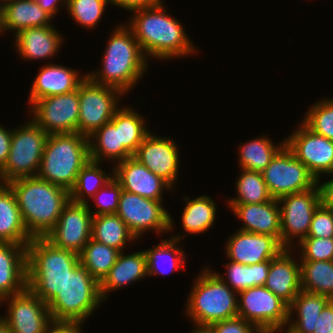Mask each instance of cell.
I'll list each match as a JSON object with an SVG mask.
<instances>
[{
	"label": "cell",
	"instance_id": "obj_33",
	"mask_svg": "<svg viewBox=\"0 0 333 333\" xmlns=\"http://www.w3.org/2000/svg\"><path fill=\"white\" fill-rule=\"evenodd\" d=\"M185 198L187 203L181 216L183 230L189 234H200L210 229L217 213L214 200L207 195Z\"/></svg>",
	"mask_w": 333,
	"mask_h": 333
},
{
	"label": "cell",
	"instance_id": "obj_3",
	"mask_svg": "<svg viewBox=\"0 0 333 333\" xmlns=\"http://www.w3.org/2000/svg\"><path fill=\"white\" fill-rule=\"evenodd\" d=\"M112 32L103 54L102 69L86 75L94 83L117 88L125 94L145 74L148 58L127 24L118 25Z\"/></svg>",
	"mask_w": 333,
	"mask_h": 333
},
{
	"label": "cell",
	"instance_id": "obj_10",
	"mask_svg": "<svg viewBox=\"0 0 333 333\" xmlns=\"http://www.w3.org/2000/svg\"><path fill=\"white\" fill-rule=\"evenodd\" d=\"M280 242L292 251L296 237L298 244L307 237L314 211L321 204L319 183L313 188L280 197Z\"/></svg>",
	"mask_w": 333,
	"mask_h": 333
},
{
	"label": "cell",
	"instance_id": "obj_27",
	"mask_svg": "<svg viewBox=\"0 0 333 333\" xmlns=\"http://www.w3.org/2000/svg\"><path fill=\"white\" fill-rule=\"evenodd\" d=\"M88 141L91 161L101 163L103 159L109 158V161L112 159L116 165V163L133 157V154L123 144H120L119 109L110 122L105 123L88 137Z\"/></svg>",
	"mask_w": 333,
	"mask_h": 333
},
{
	"label": "cell",
	"instance_id": "obj_41",
	"mask_svg": "<svg viewBox=\"0 0 333 333\" xmlns=\"http://www.w3.org/2000/svg\"><path fill=\"white\" fill-rule=\"evenodd\" d=\"M302 123L312 132L333 141V98L316 102L306 112Z\"/></svg>",
	"mask_w": 333,
	"mask_h": 333
},
{
	"label": "cell",
	"instance_id": "obj_1",
	"mask_svg": "<svg viewBox=\"0 0 333 333\" xmlns=\"http://www.w3.org/2000/svg\"><path fill=\"white\" fill-rule=\"evenodd\" d=\"M162 4L135 9L128 27L145 57L162 60L191 56L196 52L179 20L168 15ZM180 56V57H179Z\"/></svg>",
	"mask_w": 333,
	"mask_h": 333
},
{
	"label": "cell",
	"instance_id": "obj_54",
	"mask_svg": "<svg viewBox=\"0 0 333 333\" xmlns=\"http://www.w3.org/2000/svg\"><path fill=\"white\" fill-rule=\"evenodd\" d=\"M192 333H214L209 326H197Z\"/></svg>",
	"mask_w": 333,
	"mask_h": 333
},
{
	"label": "cell",
	"instance_id": "obj_17",
	"mask_svg": "<svg viewBox=\"0 0 333 333\" xmlns=\"http://www.w3.org/2000/svg\"><path fill=\"white\" fill-rule=\"evenodd\" d=\"M3 301L8 303L7 315L3 318L10 333L47 332L52 323L48 305L28 288L22 293L2 299L1 304Z\"/></svg>",
	"mask_w": 333,
	"mask_h": 333
},
{
	"label": "cell",
	"instance_id": "obj_24",
	"mask_svg": "<svg viewBox=\"0 0 333 333\" xmlns=\"http://www.w3.org/2000/svg\"><path fill=\"white\" fill-rule=\"evenodd\" d=\"M61 65H44L36 78L30 90V106L37 100L73 92L78 89L79 84L87 75L80 77L78 71Z\"/></svg>",
	"mask_w": 333,
	"mask_h": 333
},
{
	"label": "cell",
	"instance_id": "obj_5",
	"mask_svg": "<svg viewBox=\"0 0 333 333\" xmlns=\"http://www.w3.org/2000/svg\"><path fill=\"white\" fill-rule=\"evenodd\" d=\"M89 160L87 137L77 132L49 134L37 176L70 192Z\"/></svg>",
	"mask_w": 333,
	"mask_h": 333
},
{
	"label": "cell",
	"instance_id": "obj_38",
	"mask_svg": "<svg viewBox=\"0 0 333 333\" xmlns=\"http://www.w3.org/2000/svg\"><path fill=\"white\" fill-rule=\"evenodd\" d=\"M100 164V162L89 160L80 170L75 184L69 192L70 201L86 204L88 202L86 201L87 199H91L98 190L114 177V174H106L105 170L100 169Z\"/></svg>",
	"mask_w": 333,
	"mask_h": 333
},
{
	"label": "cell",
	"instance_id": "obj_4",
	"mask_svg": "<svg viewBox=\"0 0 333 333\" xmlns=\"http://www.w3.org/2000/svg\"><path fill=\"white\" fill-rule=\"evenodd\" d=\"M79 264V254L33 238L27 244V288L48 305Z\"/></svg>",
	"mask_w": 333,
	"mask_h": 333
},
{
	"label": "cell",
	"instance_id": "obj_2",
	"mask_svg": "<svg viewBox=\"0 0 333 333\" xmlns=\"http://www.w3.org/2000/svg\"><path fill=\"white\" fill-rule=\"evenodd\" d=\"M7 185L14 193L30 236L46 237L56 225L63 207L70 201L69 192L38 176L16 179Z\"/></svg>",
	"mask_w": 333,
	"mask_h": 333
},
{
	"label": "cell",
	"instance_id": "obj_57",
	"mask_svg": "<svg viewBox=\"0 0 333 333\" xmlns=\"http://www.w3.org/2000/svg\"><path fill=\"white\" fill-rule=\"evenodd\" d=\"M0 22H1V2H0Z\"/></svg>",
	"mask_w": 333,
	"mask_h": 333
},
{
	"label": "cell",
	"instance_id": "obj_46",
	"mask_svg": "<svg viewBox=\"0 0 333 333\" xmlns=\"http://www.w3.org/2000/svg\"><path fill=\"white\" fill-rule=\"evenodd\" d=\"M214 333H252L256 326L241 317L214 322L209 326Z\"/></svg>",
	"mask_w": 333,
	"mask_h": 333
},
{
	"label": "cell",
	"instance_id": "obj_13",
	"mask_svg": "<svg viewBox=\"0 0 333 333\" xmlns=\"http://www.w3.org/2000/svg\"><path fill=\"white\" fill-rule=\"evenodd\" d=\"M237 295L238 317L256 327H286L289 305L265 286L250 287Z\"/></svg>",
	"mask_w": 333,
	"mask_h": 333
},
{
	"label": "cell",
	"instance_id": "obj_30",
	"mask_svg": "<svg viewBox=\"0 0 333 333\" xmlns=\"http://www.w3.org/2000/svg\"><path fill=\"white\" fill-rule=\"evenodd\" d=\"M330 301L331 299L324 295L301 290L289 304L286 328L293 333H313L316 319ZM293 312L298 316L295 320L292 319Z\"/></svg>",
	"mask_w": 333,
	"mask_h": 333
},
{
	"label": "cell",
	"instance_id": "obj_37",
	"mask_svg": "<svg viewBox=\"0 0 333 333\" xmlns=\"http://www.w3.org/2000/svg\"><path fill=\"white\" fill-rule=\"evenodd\" d=\"M119 254V250L91 238L79 254L80 264L101 283L117 261Z\"/></svg>",
	"mask_w": 333,
	"mask_h": 333
},
{
	"label": "cell",
	"instance_id": "obj_47",
	"mask_svg": "<svg viewBox=\"0 0 333 333\" xmlns=\"http://www.w3.org/2000/svg\"><path fill=\"white\" fill-rule=\"evenodd\" d=\"M314 328L313 333H333V300L324 307Z\"/></svg>",
	"mask_w": 333,
	"mask_h": 333
},
{
	"label": "cell",
	"instance_id": "obj_34",
	"mask_svg": "<svg viewBox=\"0 0 333 333\" xmlns=\"http://www.w3.org/2000/svg\"><path fill=\"white\" fill-rule=\"evenodd\" d=\"M226 264V279L215 272L231 289L237 293L246 290L250 287L264 286L267 275L270 270V260L253 264L244 265L229 260Z\"/></svg>",
	"mask_w": 333,
	"mask_h": 333
},
{
	"label": "cell",
	"instance_id": "obj_32",
	"mask_svg": "<svg viewBox=\"0 0 333 333\" xmlns=\"http://www.w3.org/2000/svg\"><path fill=\"white\" fill-rule=\"evenodd\" d=\"M91 238L120 252L129 241L137 240L116 213L93 216Z\"/></svg>",
	"mask_w": 333,
	"mask_h": 333
},
{
	"label": "cell",
	"instance_id": "obj_20",
	"mask_svg": "<svg viewBox=\"0 0 333 333\" xmlns=\"http://www.w3.org/2000/svg\"><path fill=\"white\" fill-rule=\"evenodd\" d=\"M112 170L122 190L145 198L163 200V191L173 189L165 180L133 157L116 163Z\"/></svg>",
	"mask_w": 333,
	"mask_h": 333
},
{
	"label": "cell",
	"instance_id": "obj_11",
	"mask_svg": "<svg viewBox=\"0 0 333 333\" xmlns=\"http://www.w3.org/2000/svg\"><path fill=\"white\" fill-rule=\"evenodd\" d=\"M116 214L136 239L147 230H153L158 234L171 232L174 228L172 216L163 207L162 200H152L124 190L120 194Z\"/></svg>",
	"mask_w": 333,
	"mask_h": 333
},
{
	"label": "cell",
	"instance_id": "obj_42",
	"mask_svg": "<svg viewBox=\"0 0 333 333\" xmlns=\"http://www.w3.org/2000/svg\"><path fill=\"white\" fill-rule=\"evenodd\" d=\"M109 0H67L66 9L73 21L85 28H94L104 14Z\"/></svg>",
	"mask_w": 333,
	"mask_h": 333
},
{
	"label": "cell",
	"instance_id": "obj_8",
	"mask_svg": "<svg viewBox=\"0 0 333 333\" xmlns=\"http://www.w3.org/2000/svg\"><path fill=\"white\" fill-rule=\"evenodd\" d=\"M48 136L33 119L13 129L8 158L0 169V183L37 176Z\"/></svg>",
	"mask_w": 333,
	"mask_h": 333
},
{
	"label": "cell",
	"instance_id": "obj_12",
	"mask_svg": "<svg viewBox=\"0 0 333 333\" xmlns=\"http://www.w3.org/2000/svg\"><path fill=\"white\" fill-rule=\"evenodd\" d=\"M262 176L270 195L276 199L309 190L318 183L286 145L273 157Z\"/></svg>",
	"mask_w": 333,
	"mask_h": 333
},
{
	"label": "cell",
	"instance_id": "obj_15",
	"mask_svg": "<svg viewBox=\"0 0 333 333\" xmlns=\"http://www.w3.org/2000/svg\"><path fill=\"white\" fill-rule=\"evenodd\" d=\"M89 205L88 202L83 204L69 201L45 238L58 248L80 254L91 239L93 215Z\"/></svg>",
	"mask_w": 333,
	"mask_h": 333
},
{
	"label": "cell",
	"instance_id": "obj_25",
	"mask_svg": "<svg viewBox=\"0 0 333 333\" xmlns=\"http://www.w3.org/2000/svg\"><path fill=\"white\" fill-rule=\"evenodd\" d=\"M54 28L52 25L32 27L17 33L14 41L19 56L23 60H41L57 55L63 38Z\"/></svg>",
	"mask_w": 333,
	"mask_h": 333
},
{
	"label": "cell",
	"instance_id": "obj_40",
	"mask_svg": "<svg viewBox=\"0 0 333 333\" xmlns=\"http://www.w3.org/2000/svg\"><path fill=\"white\" fill-rule=\"evenodd\" d=\"M144 122V118L132 107H119L120 144H123L132 154L150 132Z\"/></svg>",
	"mask_w": 333,
	"mask_h": 333
},
{
	"label": "cell",
	"instance_id": "obj_23",
	"mask_svg": "<svg viewBox=\"0 0 333 333\" xmlns=\"http://www.w3.org/2000/svg\"><path fill=\"white\" fill-rule=\"evenodd\" d=\"M289 248L270 260V270L264 286L288 305L301 291L300 262L292 257Z\"/></svg>",
	"mask_w": 333,
	"mask_h": 333
},
{
	"label": "cell",
	"instance_id": "obj_52",
	"mask_svg": "<svg viewBox=\"0 0 333 333\" xmlns=\"http://www.w3.org/2000/svg\"><path fill=\"white\" fill-rule=\"evenodd\" d=\"M38 3V5L47 12L52 18L56 16L55 14L58 12L59 4L63 3L66 6L67 0H33Z\"/></svg>",
	"mask_w": 333,
	"mask_h": 333
},
{
	"label": "cell",
	"instance_id": "obj_18",
	"mask_svg": "<svg viewBox=\"0 0 333 333\" xmlns=\"http://www.w3.org/2000/svg\"><path fill=\"white\" fill-rule=\"evenodd\" d=\"M176 142L149 132L133 154L139 163L165 180L172 188L176 184L179 154Z\"/></svg>",
	"mask_w": 333,
	"mask_h": 333
},
{
	"label": "cell",
	"instance_id": "obj_44",
	"mask_svg": "<svg viewBox=\"0 0 333 333\" xmlns=\"http://www.w3.org/2000/svg\"><path fill=\"white\" fill-rule=\"evenodd\" d=\"M297 246L299 261H333V238L306 237Z\"/></svg>",
	"mask_w": 333,
	"mask_h": 333
},
{
	"label": "cell",
	"instance_id": "obj_35",
	"mask_svg": "<svg viewBox=\"0 0 333 333\" xmlns=\"http://www.w3.org/2000/svg\"><path fill=\"white\" fill-rule=\"evenodd\" d=\"M271 139L260 136L239 147V164L241 169L263 172L273 157L285 145V139L279 145L273 144Z\"/></svg>",
	"mask_w": 333,
	"mask_h": 333
},
{
	"label": "cell",
	"instance_id": "obj_51",
	"mask_svg": "<svg viewBox=\"0 0 333 333\" xmlns=\"http://www.w3.org/2000/svg\"><path fill=\"white\" fill-rule=\"evenodd\" d=\"M332 175L333 174H331V176ZM319 188L321 193V203L324 206L333 209V177L327 182L320 184Z\"/></svg>",
	"mask_w": 333,
	"mask_h": 333
},
{
	"label": "cell",
	"instance_id": "obj_39",
	"mask_svg": "<svg viewBox=\"0 0 333 333\" xmlns=\"http://www.w3.org/2000/svg\"><path fill=\"white\" fill-rule=\"evenodd\" d=\"M236 182L238 196L228 199V204L264 203L273 199L261 172L241 169V174Z\"/></svg>",
	"mask_w": 333,
	"mask_h": 333
},
{
	"label": "cell",
	"instance_id": "obj_53",
	"mask_svg": "<svg viewBox=\"0 0 333 333\" xmlns=\"http://www.w3.org/2000/svg\"><path fill=\"white\" fill-rule=\"evenodd\" d=\"M252 333H277V328L273 327H256Z\"/></svg>",
	"mask_w": 333,
	"mask_h": 333
},
{
	"label": "cell",
	"instance_id": "obj_21",
	"mask_svg": "<svg viewBox=\"0 0 333 333\" xmlns=\"http://www.w3.org/2000/svg\"><path fill=\"white\" fill-rule=\"evenodd\" d=\"M27 289V245L0 242V300Z\"/></svg>",
	"mask_w": 333,
	"mask_h": 333
},
{
	"label": "cell",
	"instance_id": "obj_19",
	"mask_svg": "<svg viewBox=\"0 0 333 333\" xmlns=\"http://www.w3.org/2000/svg\"><path fill=\"white\" fill-rule=\"evenodd\" d=\"M225 249L231 261L253 265L271 260L285 248L274 236L237 230L226 242Z\"/></svg>",
	"mask_w": 333,
	"mask_h": 333
},
{
	"label": "cell",
	"instance_id": "obj_7",
	"mask_svg": "<svg viewBox=\"0 0 333 333\" xmlns=\"http://www.w3.org/2000/svg\"><path fill=\"white\" fill-rule=\"evenodd\" d=\"M103 299L100 283L79 264L67 277L59 294L48 304L52 321L84 322Z\"/></svg>",
	"mask_w": 333,
	"mask_h": 333
},
{
	"label": "cell",
	"instance_id": "obj_45",
	"mask_svg": "<svg viewBox=\"0 0 333 333\" xmlns=\"http://www.w3.org/2000/svg\"><path fill=\"white\" fill-rule=\"evenodd\" d=\"M307 237L333 238V209L322 203L317 207Z\"/></svg>",
	"mask_w": 333,
	"mask_h": 333
},
{
	"label": "cell",
	"instance_id": "obj_26",
	"mask_svg": "<svg viewBox=\"0 0 333 333\" xmlns=\"http://www.w3.org/2000/svg\"><path fill=\"white\" fill-rule=\"evenodd\" d=\"M0 34L3 31H14L32 27L52 25V17L33 0H3L1 2Z\"/></svg>",
	"mask_w": 333,
	"mask_h": 333
},
{
	"label": "cell",
	"instance_id": "obj_31",
	"mask_svg": "<svg viewBox=\"0 0 333 333\" xmlns=\"http://www.w3.org/2000/svg\"><path fill=\"white\" fill-rule=\"evenodd\" d=\"M172 236L169 240L164 239L153 248L145 250L148 276L155 274L165 276L166 274L175 272V270L181 271L182 267H184L183 263L186 262V256L182 250L183 248H179L178 246L180 240H182V236Z\"/></svg>",
	"mask_w": 333,
	"mask_h": 333
},
{
	"label": "cell",
	"instance_id": "obj_43",
	"mask_svg": "<svg viewBox=\"0 0 333 333\" xmlns=\"http://www.w3.org/2000/svg\"><path fill=\"white\" fill-rule=\"evenodd\" d=\"M122 192L121 184L113 177L108 183H106L92 199L97 203V211H91L93 216L114 214L119 208V198Z\"/></svg>",
	"mask_w": 333,
	"mask_h": 333
},
{
	"label": "cell",
	"instance_id": "obj_6",
	"mask_svg": "<svg viewBox=\"0 0 333 333\" xmlns=\"http://www.w3.org/2000/svg\"><path fill=\"white\" fill-rule=\"evenodd\" d=\"M200 273L191 288L185 308L195 327L210 326L214 322L237 317L238 293L208 266Z\"/></svg>",
	"mask_w": 333,
	"mask_h": 333
},
{
	"label": "cell",
	"instance_id": "obj_48",
	"mask_svg": "<svg viewBox=\"0 0 333 333\" xmlns=\"http://www.w3.org/2000/svg\"><path fill=\"white\" fill-rule=\"evenodd\" d=\"M112 5H115L125 10L133 11L139 8L152 7L164 2L163 0H109Z\"/></svg>",
	"mask_w": 333,
	"mask_h": 333
},
{
	"label": "cell",
	"instance_id": "obj_49",
	"mask_svg": "<svg viewBox=\"0 0 333 333\" xmlns=\"http://www.w3.org/2000/svg\"><path fill=\"white\" fill-rule=\"evenodd\" d=\"M84 322L52 321L46 333H81Z\"/></svg>",
	"mask_w": 333,
	"mask_h": 333
},
{
	"label": "cell",
	"instance_id": "obj_16",
	"mask_svg": "<svg viewBox=\"0 0 333 333\" xmlns=\"http://www.w3.org/2000/svg\"><path fill=\"white\" fill-rule=\"evenodd\" d=\"M285 139V145L320 184L321 174H333V141L318 135L302 122Z\"/></svg>",
	"mask_w": 333,
	"mask_h": 333
},
{
	"label": "cell",
	"instance_id": "obj_29",
	"mask_svg": "<svg viewBox=\"0 0 333 333\" xmlns=\"http://www.w3.org/2000/svg\"><path fill=\"white\" fill-rule=\"evenodd\" d=\"M28 233L12 189L0 183V242L27 245Z\"/></svg>",
	"mask_w": 333,
	"mask_h": 333
},
{
	"label": "cell",
	"instance_id": "obj_55",
	"mask_svg": "<svg viewBox=\"0 0 333 333\" xmlns=\"http://www.w3.org/2000/svg\"><path fill=\"white\" fill-rule=\"evenodd\" d=\"M0 333H10V329L4 318L0 316Z\"/></svg>",
	"mask_w": 333,
	"mask_h": 333
},
{
	"label": "cell",
	"instance_id": "obj_14",
	"mask_svg": "<svg viewBox=\"0 0 333 333\" xmlns=\"http://www.w3.org/2000/svg\"><path fill=\"white\" fill-rule=\"evenodd\" d=\"M33 120L48 134L76 133L79 118L78 89L61 95L45 97L30 106Z\"/></svg>",
	"mask_w": 333,
	"mask_h": 333
},
{
	"label": "cell",
	"instance_id": "obj_28",
	"mask_svg": "<svg viewBox=\"0 0 333 333\" xmlns=\"http://www.w3.org/2000/svg\"><path fill=\"white\" fill-rule=\"evenodd\" d=\"M147 256L145 250L125 255L120 252L117 261L110 268L108 275L100 283V293L105 301L112 290L123 288L134 281L147 277Z\"/></svg>",
	"mask_w": 333,
	"mask_h": 333
},
{
	"label": "cell",
	"instance_id": "obj_50",
	"mask_svg": "<svg viewBox=\"0 0 333 333\" xmlns=\"http://www.w3.org/2000/svg\"><path fill=\"white\" fill-rule=\"evenodd\" d=\"M13 130H7L0 125V169L5 165L10 151Z\"/></svg>",
	"mask_w": 333,
	"mask_h": 333
},
{
	"label": "cell",
	"instance_id": "obj_36",
	"mask_svg": "<svg viewBox=\"0 0 333 333\" xmlns=\"http://www.w3.org/2000/svg\"><path fill=\"white\" fill-rule=\"evenodd\" d=\"M301 290L333 300V261H300Z\"/></svg>",
	"mask_w": 333,
	"mask_h": 333
},
{
	"label": "cell",
	"instance_id": "obj_22",
	"mask_svg": "<svg viewBox=\"0 0 333 333\" xmlns=\"http://www.w3.org/2000/svg\"><path fill=\"white\" fill-rule=\"evenodd\" d=\"M280 204L276 198L264 203L228 204L240 221L241 231L270 235L280 241L281 222Z\"/></svg>",
	"mask_w": 333,
	"mask_h": 333
},
{
	"label": "cell",
	"instance_id": "obj_9",
	"mask_svg": "<svg viewBox=\"0 0 333 333\" xmlns=\"http://www.w3.org/2000/svg\"><path fill=\"white\" fill-rule=\"evenodd\" d=\"M124 94L117 88L94 83L88 76L79 84V118L77 133L89 137L112 120L118 99Z\"/></svg>",
	"mask_w": 333,
	"mask_h": 333
},
{
	"label": "cell",
	"instance_id": "obj_56",
	"mask_svg": "<svg viewBox=\"0 0 333 333\" xmlns=\"http://www.w3.org/2000/svg\"><path fill=\"white\" fill-rule=\"evenodd\" d=\"M283 330H285L284 328H277V332L278 333H281V332H283ZM285 332L286 333H293L291 330H289L288 328L285 330ZM285 332H283V333H285Z\"/></svg>",
	"mask_w": 333,
	"mask_h": 333
}]
</instances>
